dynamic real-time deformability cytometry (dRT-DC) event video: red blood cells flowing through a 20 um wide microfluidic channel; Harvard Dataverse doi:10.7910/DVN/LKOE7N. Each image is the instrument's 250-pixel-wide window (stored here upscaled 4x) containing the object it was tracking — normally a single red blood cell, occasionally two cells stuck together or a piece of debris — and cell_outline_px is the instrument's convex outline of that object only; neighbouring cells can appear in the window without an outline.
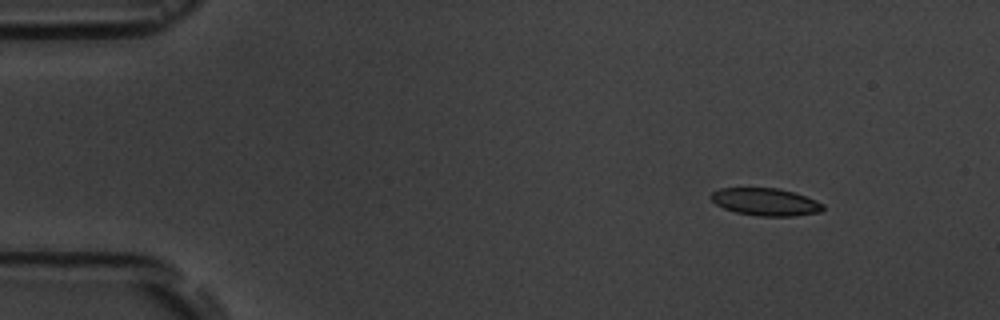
{"species": "common noctule bat (a hibernating species)", "species_latin": "Nyctalus noctula", "temperature_condition": "room temperature", "stored_images_in_passage": 3, "camera_frame_rate_fps": 3000, "um_per_image_px": 0.085, "animal": {"sex": "male", "body_mass_g": 19.5, "forearm_length_mm": 54.6}, "frame": {"image": 1, "passage_image": 1, "time_ms": 0.0, "image_size_px": [1000, 320], "cell_outline_px": [[824, 208], [820, 212], [792, 216], [760, 216], [736, 212], [724, 208], [716, 204], [712, 200], [712, 192], [720, 188], [776, 188], [792, 192], [816, 200], [824, 204]], "centroid_in_image_um": [65.08, 17.16], "position_along_channel_um": 19.9, "area_um2": 17.69}}
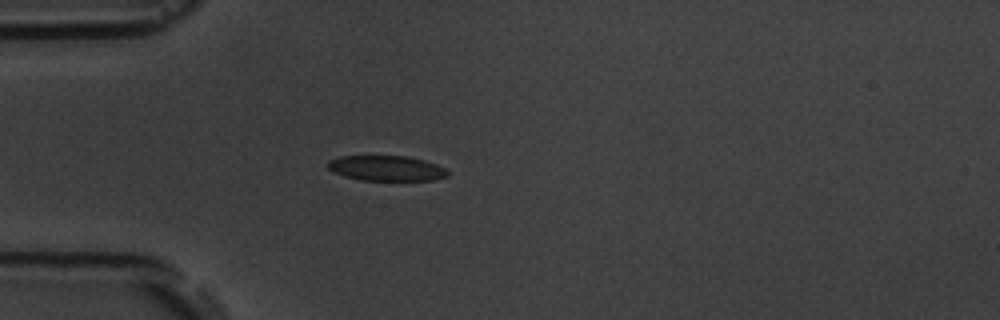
{"frame": {"image": 2, "passage_image": 3, "time_ms": 3.0, "image_size_px": [1000, 320], "cell_outline_px": [[448, 176], [436, 180], [360, 180], [344, 176], [328, 168], [328, 160], [340, 156], [408, 156], [424, 160], [436, 164], [444, 168], [448, 172]], "centroid_in_image_um": [32.86, 14.3], "position_along_channel_um": 52.1, "area_um2": 17.57}}